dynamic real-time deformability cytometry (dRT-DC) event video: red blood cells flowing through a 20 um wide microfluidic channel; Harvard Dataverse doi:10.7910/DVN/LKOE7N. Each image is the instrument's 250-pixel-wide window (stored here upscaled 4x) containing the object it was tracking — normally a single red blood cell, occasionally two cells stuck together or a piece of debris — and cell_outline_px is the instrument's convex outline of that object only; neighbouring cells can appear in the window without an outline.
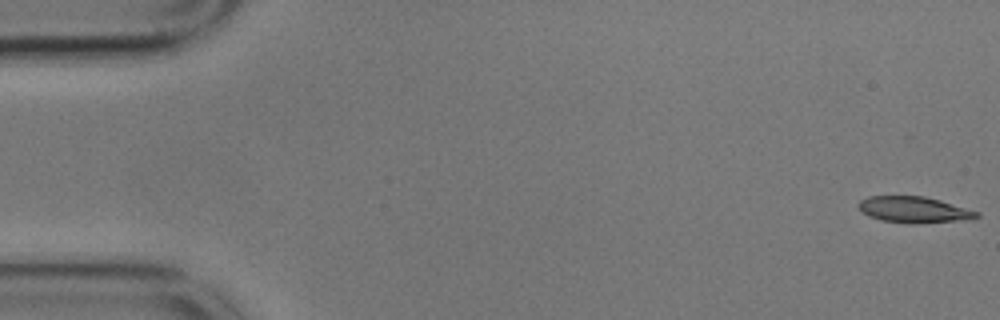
{"species": "common noctule bat (a hibernating species)", "species_latin": "Nyctalus noctula", "temperature_condition": "cold", "stored_images_in_passage": 53, "camera_frame_rate_fps": 3000, "um_per_image_px": 0.085, "animal": {"sex": "male", "body_mass_g": 17.9}, "frame": {"image": 1, "passage_image": 1, "time_ms": 0.0, "image_size_px": [1000, 320], "cell_outline_px": [[980, 216], [956, 220], [912, 224], [880, 220], [868, 216], [856, 204], [860, 200], [868, 196], [924, 196], [940, 200], [980, 212]], "centroid_in_image_um": [77.63, 17.81], "position_along_channel_um": 7.4, "area_um2": 17.8}}
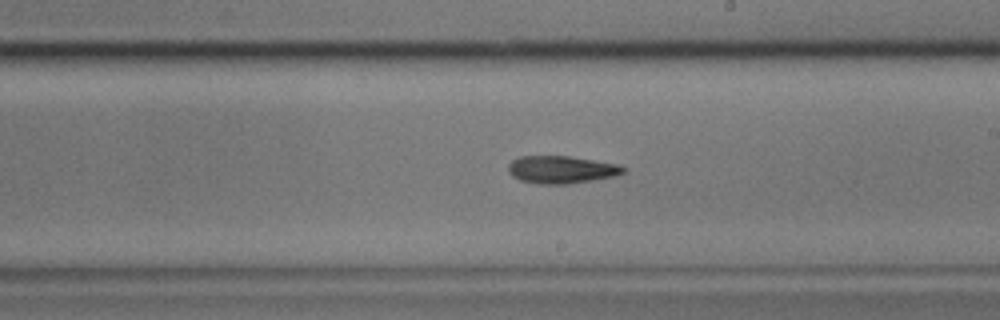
{"frame": {"image": 2, "passage_image": 32, "time_ms": 10.333, "image_size_px": [1000, 320], "cell_outline_px": [[628, 168], [624, 172], [616, 176], [568, 184], [536, 184], [520, 180], [512, 176], [508, 172], [508, 164], [512, 160], [520, 156], [568, 156], [620, 164]], "centroid_in_image_um": [47.73, 14.42], "position_along_channel_um": 241.3, "area_um2": 18.67}}
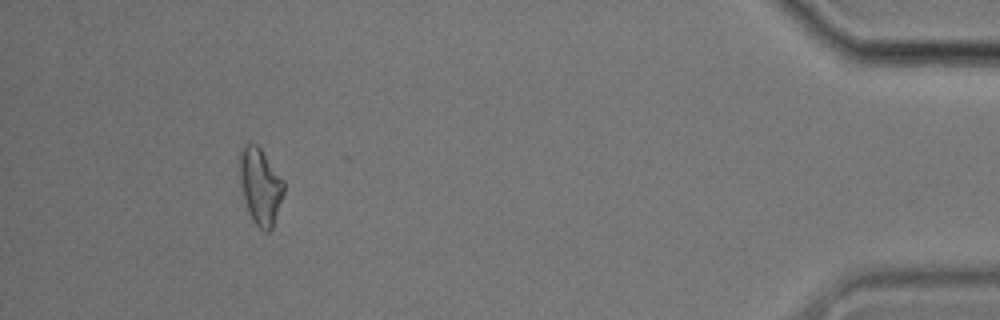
{"frame": {"image": 3, "passage_image": 52, "time_ms": 17.0, "image_size_px": [1000, 320], "cell_outline_px": [[284, 192], [272, 228], [268, 232], [264, 232], [252, 220], [240, 184], [240, 148], [248, 140], [256, 144], [260, 148], [284, 180]], "centroid_in_image_um": [22.13, 15.78], "position_along_channel_um": 413.1, "area_um2": 19.48}}